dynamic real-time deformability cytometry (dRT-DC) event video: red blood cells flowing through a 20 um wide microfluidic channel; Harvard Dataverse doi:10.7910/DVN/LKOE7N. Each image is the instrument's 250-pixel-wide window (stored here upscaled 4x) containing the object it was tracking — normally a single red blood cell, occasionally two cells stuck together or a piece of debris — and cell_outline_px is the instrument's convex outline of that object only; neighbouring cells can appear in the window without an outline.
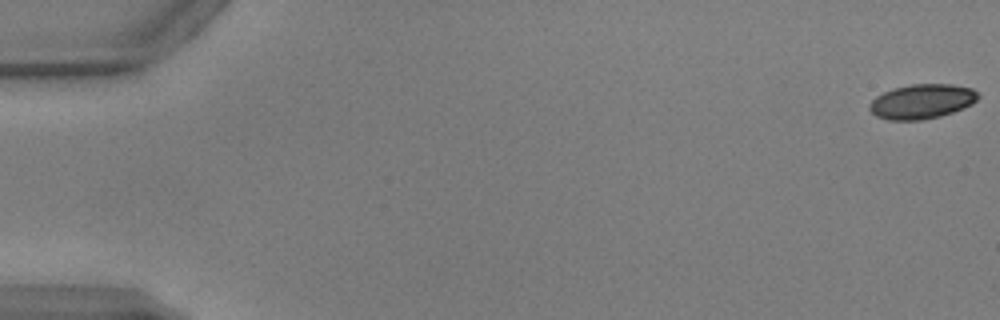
{"species": "common noctule bat (a hibernating species)", "species_latin": "Nyctalus noctula", "temperature_condition": "warm", "stored_images_in_passage": 53, "camera_frame_rate_fps": 3000, "um_per_image_px": 0.085, "animal": {"sex": "male", "body_mass_g": 17.9, "forearm_length_mm": 54.2}, "frame": {"image": 1, "passage_image": 1, "time_ms": 0.0, "image_size_px": [1000, 320], "cell_outline_px": [[980, 96], [972, 104], [964, 108], [940, 116], [920, 120], [888, 120], [876, 116], [868, 108], [868, 104], [876, 96], [892, 88], [912, 84], [952, 84], [972, 88]], "centroid_in_image_um": [78.34, 8.62], "position_along_channel_um": 6.7, "area_um2": 21.96}}
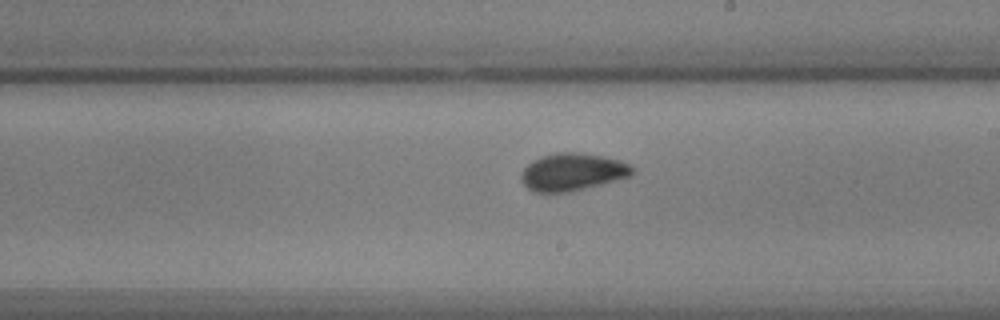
{"frame": {"image": 2, "passage_image": 31, "time_ms": 10.0, "image_size_px": [1000, 320], "cell_outline_px": [[632, 176], [572, 192], [532, 192], [520, 180], [520, 176], [524, 168], [532, 160], [540, 156], [556, 152], [580, 152], [620, 160], [628, 164], [632, 168]], "centroid_in_image_um": [48.62, 14.62], "position_along_channel_um": 240.4, "area_um2": 24.39}}
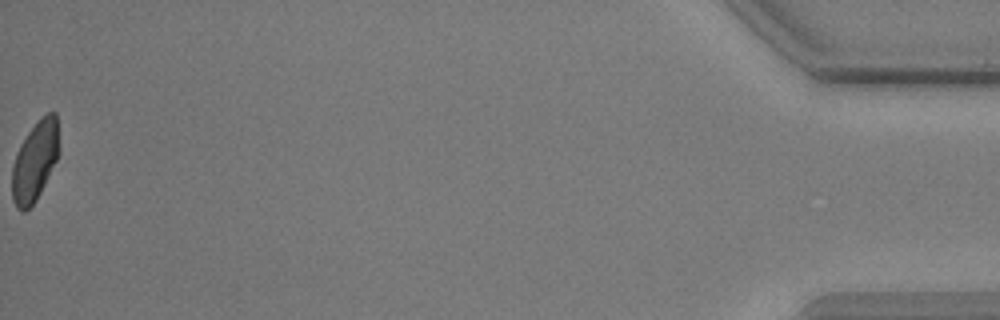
{"frame": {"image": 3, "passage_image": 53, "time_ms": 17.333, "image_size_px": [1000, 320], "cell_outline_px": [[60, 152], [36, 200], [24, 212], [20, 212], [16, 208], [12, 200], [12, 168], [16, 152], [20, 144], [28, 132], [48, 112], [56, 112], [60, 148]], "centroid_in_image_um": [2.96, 13.72], "position_along_channel_um": 432.2, "area_um2": 21.73}, "authors_computed_cell_mechanics": {"area_um2": 23.0622, "velocity_mm_per_s": 3.8997, "shape_relaxation_time_tau1_ms": 3.7035, "shape_relaxation_time_tau2_ms": 0.7166, "deformation_change_tau1": 0.1072, "deformation_change_tau2": 0.0406}}